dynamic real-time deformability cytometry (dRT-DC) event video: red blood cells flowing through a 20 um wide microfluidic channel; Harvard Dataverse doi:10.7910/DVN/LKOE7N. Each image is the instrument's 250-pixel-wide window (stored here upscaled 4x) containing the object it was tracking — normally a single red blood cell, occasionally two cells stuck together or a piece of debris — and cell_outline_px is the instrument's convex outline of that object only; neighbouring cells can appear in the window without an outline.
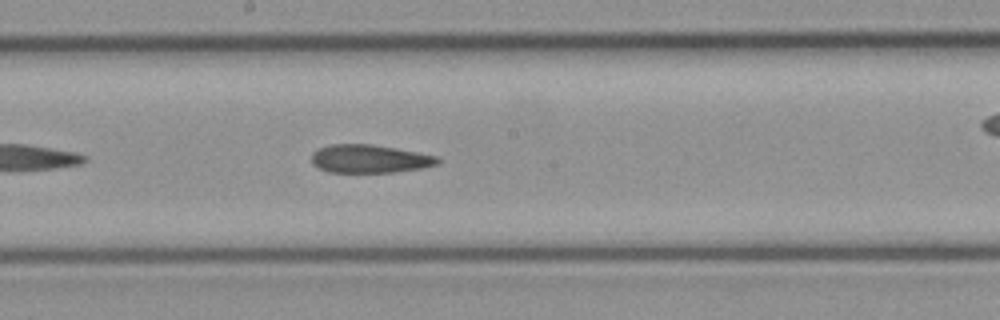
{"species": "common noctule bat (a hibernating species)", "species_latin": "Nyctalus noctula", "temperature_condition": "cold", "stored_images_in_passage": 18, "camera_frame_rate_fps": 3000, "um_per_image_px": 0.085, "animal": {"sex": "female", "body_mass_g": 21.9}, "frame": {"image": 1, "passage_image": 11, "time_ms": 3.333, "image_size_px": [1000, 320], "cell_outline_px": [[440, 164], [420, 168], [396, 172], [328, 172], [312, 164], [312, 152], [320, 148], [332, 144], [368, 144], [396, 148], [436, 156], [440, 160]], "centroid_in_image_um": [31.41, 13.5], "position_along_channel_um": 216.8, "area_um2": 20.58}}
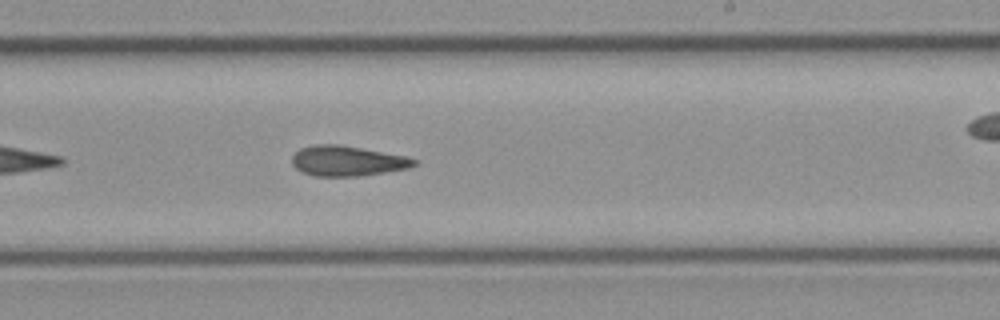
{"frame": {"image": 2, "passage_image": 13, "time_ms": 4.0, "image_size_px": [1000, 320], "cell_outline_px": [[420, 160], [416, 164], [408, 168], [384, 172], [356, 176], [316, 176], [300, 172], [292, 164], [292, 156], [300, 148], [316, 144], [340, 144], [408, 156]], "centroid_in_image_um": [29.53, 13.67], "position_along_channel_um": 259.5, "area_um2": 21.62}}
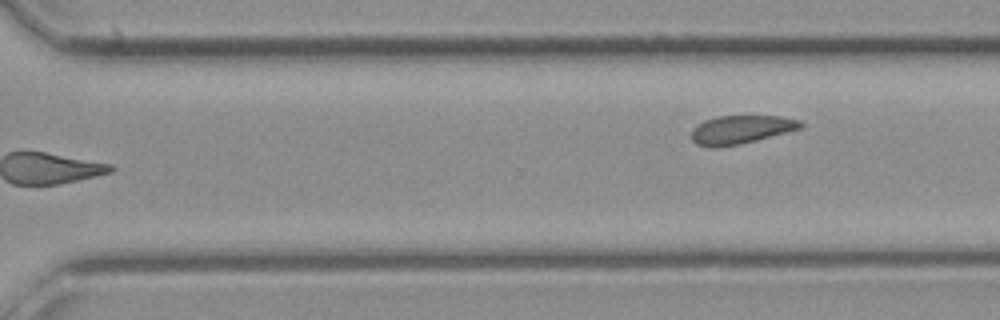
{"frame": {"image": 3, "passage_image": 18, "time_ms": 5.667, "image_size_px": [1000, 320], "cell_outline_px": [[804, 124], [800, 128], [756, 140], [740, 144], [716, 148], [708, 148], [696, 144], [692, 140], [692, 128], [696, 124], [704, 120], [720, 116], [780, 116], [800, 120]], "centroid_in_image_um": [62.92, 11.02], "position_along_channel_um": 307.7, "area_um2": 18.09}}